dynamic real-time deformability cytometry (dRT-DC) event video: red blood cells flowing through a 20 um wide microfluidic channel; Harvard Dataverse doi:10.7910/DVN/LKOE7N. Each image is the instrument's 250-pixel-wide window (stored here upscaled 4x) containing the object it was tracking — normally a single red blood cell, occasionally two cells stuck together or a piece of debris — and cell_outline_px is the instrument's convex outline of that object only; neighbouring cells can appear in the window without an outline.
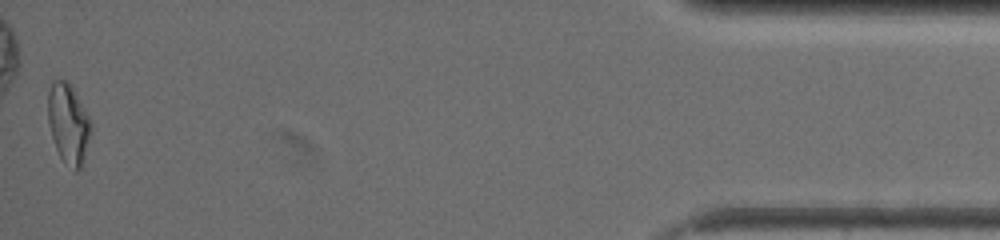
{"species": "common noctule bat (a hibernating species)", "species_latin": "Nyctalus noctula", "temperature_condition": "warm", "stored_images_in_passage": 100, "camera_frame_rate_fps": 3000, "um_per_image_px": 0.085, "animal": {"sex": "female", "body_mass_g": 19.5, "forearm_length_mm": 54.1}, "frame": {"image": 1, "passage_image": 98, "time_ms": 12.667, "image_size_px": [1000, 240], "cell_outline_px": [[92, 132], [84, 160], [80, 168], [76, 172], [60, 156], [56, 148], [48, 124], [48, 92], [52, 80], [68, 80], [88, 116], [92, 124]], "centroid_in_image_um": [5.82, 10.5], "position_along_channel_um": 429.4, "area_um2": 19.94}, "authors_computed_cell_mechanics": {"area_um2": 17.8891, "velocity_mm_per_s": 3.4354, "shape_relaxation_time_tau1_ms": null, "shape_relaxation_time_tau2_ms": 2.6201, "deformation_change_tau1": null, "deformation_change_tau2": 0.1006}}